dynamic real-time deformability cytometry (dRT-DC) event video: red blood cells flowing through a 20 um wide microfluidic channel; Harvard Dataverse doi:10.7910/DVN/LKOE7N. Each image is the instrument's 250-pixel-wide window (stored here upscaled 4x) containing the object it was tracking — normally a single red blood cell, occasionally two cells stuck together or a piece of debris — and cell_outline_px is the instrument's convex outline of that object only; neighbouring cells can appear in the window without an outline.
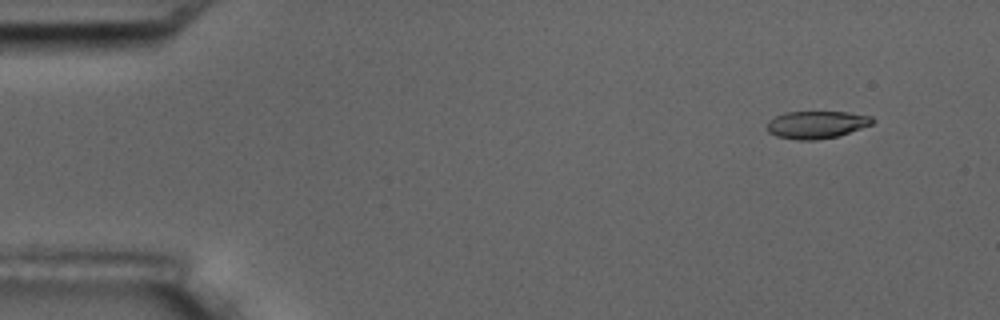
{"species": "common noctule bat (a hibernating species)", "species_latin": "Nyctalus noctula", "temperature_condition": "room temperature", "stored_images_in_passage": 7, "camera_frame_rate_fps": 3000, "um_per_image_px": 0.085, "animal": {"sex": "male", "body_mass_g": 17.5, "forearm_length_mm": 52.3}, "frame": {"image": 1, "passage_image": 2, "time_ms": 1.0, "image_size_px": [1000, 320], "cell_outline_px": [[876, 120], [872, 124], [836, 136], [816, 140], [796, 140], [776, 136], [768, 132], [768, 120], [784, 112], [848, 112], [872, 116]], "centroid_in_image_um": [69.39, 10.59], "position_along_channel_um": 15.6, "area_um2": 16.82}}
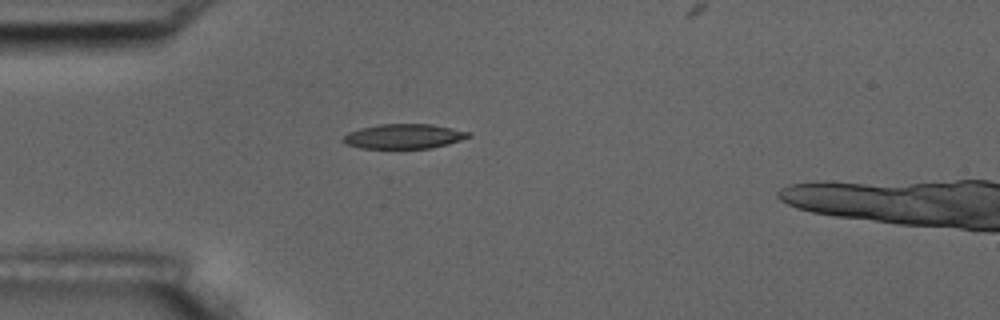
{"frame": {"image": 2, "passage_image": 5, "time_ms": 4.667, "image_size_px": [1000, 320], "cell_outline_px": [[472, 136], [448, 144], [432, 148], [360, 148], [348, 144], [340, 140], [348, 132], [360, 128], [380, 124], [432, 124], [472, 132]], "centroid_in_image_um": [34.35, 11.58], "position_along_channel_um": 50.6, "area_um2": 18.09}}